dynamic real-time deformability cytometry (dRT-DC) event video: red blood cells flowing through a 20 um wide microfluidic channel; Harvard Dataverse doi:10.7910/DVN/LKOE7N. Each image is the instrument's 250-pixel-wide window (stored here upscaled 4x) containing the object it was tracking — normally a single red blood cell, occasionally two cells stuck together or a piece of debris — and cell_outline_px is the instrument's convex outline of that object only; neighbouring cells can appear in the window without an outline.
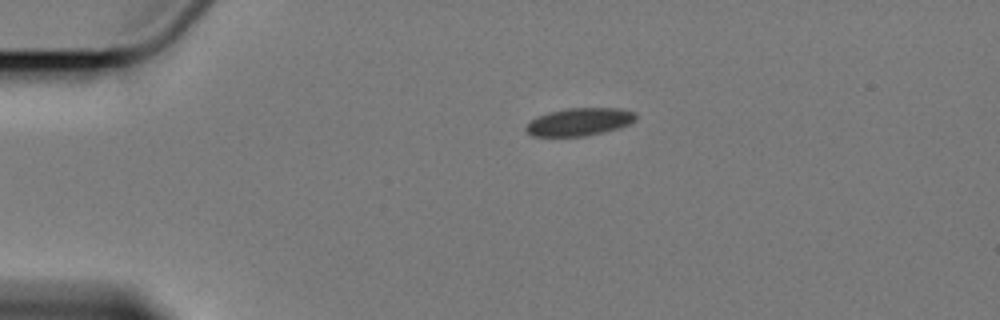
{"species": "Egyptian fruit bat (a non-hibernating species)", "species_latin": "Rousettus aegyptiacus", "temperature_condition": "cold", "stored_images_in_passage": 3, "camera_frame_rate_fps": 3000, "um_per_image_px": 0.085, "animal": {"sex": "female"}, "frame": {"image": 1, "passage_image": 1, "time_ms": 0.0, "image_size_px": [1000, 320], "cell_outline_px": [[636, 120], [620, 128], [584, 136], [532, 136], [524, 128], [532, 120], [548, 112], [564, 108], [620, 108], [636, 112]], "centroid_in_image_um": [49.28, 10.35], "position_along_channel_um": 35.7, "area_um2": 17.69}}
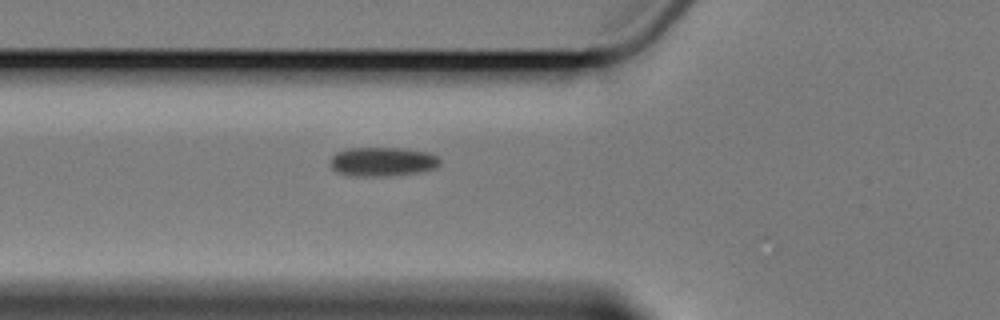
{"frame": {"image": 2, "passage_image": 3, "time_ms": 3.0, "image_size_px": [1000, 320], "cell_outline_px": [[440, 164], [436, 168], [420, 172], [380, 176], [360, 176], [336, 172], [332, 168], [332, 156], [336, 152], [348, 148], [404, 148], [428, 152], [436, 156], [440, 160]], "centroid_in_image_um": [32.54, 13.73], "position_along_channel_um": 93.3, "area_um2": 18.44}}